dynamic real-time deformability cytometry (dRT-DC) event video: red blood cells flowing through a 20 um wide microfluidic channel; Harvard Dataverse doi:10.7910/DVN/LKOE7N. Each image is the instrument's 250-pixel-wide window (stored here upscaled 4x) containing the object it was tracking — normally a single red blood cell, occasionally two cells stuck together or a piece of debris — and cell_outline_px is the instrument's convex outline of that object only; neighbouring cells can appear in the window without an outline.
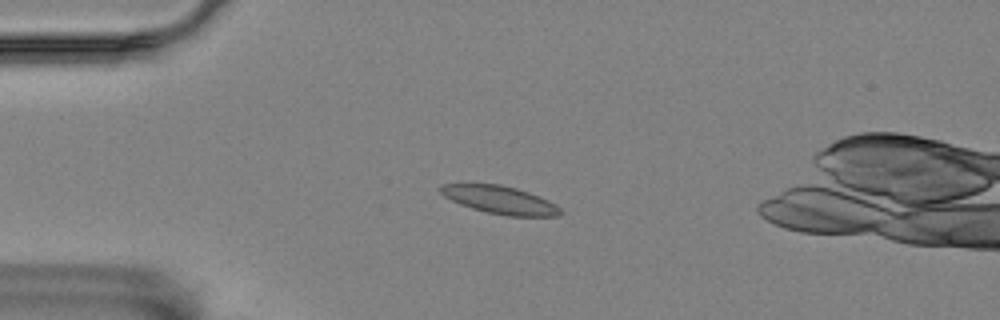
{"species": "Egyptian fruit bat (a non-hibernating species)", "species_latin": "Rousettus aegyptiacus", "temperature_condition": "room temperature", "stored_images_in_passage": 3, "camera_frame_rate_fps": 3000, "um_per_image_px": 0.085, "animal": {"sex": "female"}, "frame": {"image": 1, "passage_image": 2, "time_ms": 0.333, "image_size_px": [1000, 320], "cell_outline_px": [[564, 212], [560, 216], [508, 216], [488, 212], [472, 208], [460, 204], [444, 196], [436, 188], [440, 184], [500, 184], [516, 188], [540, 196], [556, 204]], "centroid_in_image_um": [42.51, 16.99], "position_along_channel_um": 42.5, "area_um2": 19.54}}